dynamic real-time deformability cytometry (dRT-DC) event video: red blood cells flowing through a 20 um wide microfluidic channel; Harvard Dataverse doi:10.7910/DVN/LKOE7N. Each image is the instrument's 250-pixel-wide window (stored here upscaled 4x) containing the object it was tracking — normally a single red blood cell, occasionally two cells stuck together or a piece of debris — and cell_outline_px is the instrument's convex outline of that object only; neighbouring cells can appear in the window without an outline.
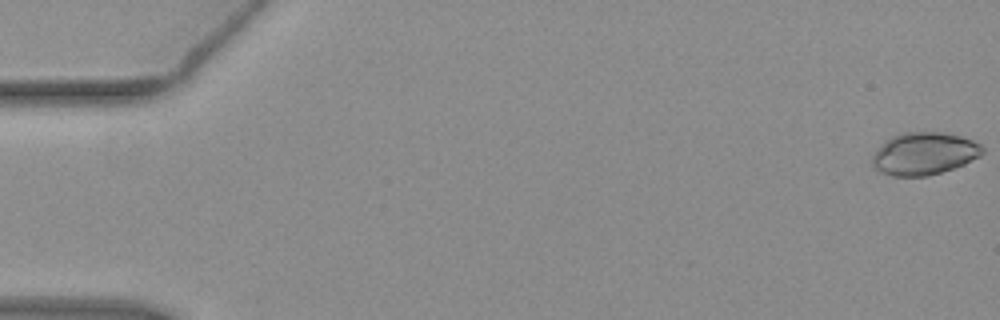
{"species": "common noctule bat (a hibernating species)", "species_latin": "Nyctalus noctula", "temperature_condition": "warm", "stored_images_in_passage": 11, "camera_frame_rate_fps": 3000, "um_per_image_px": 0.085, "animal": {"sex": "female", "body_mass_g": 19.3, "forearm_length_mm": 54.1}, "frame": {"image": 1, "passage_image": 1, "time_ms": 0.0, "image_size_px": [1000, 320], "cell_outline_px": [[984, 152], [980, 156], [964, 164], [928, 176], [892, 176], [876, 168], [872, 164], [872, 156], [892, 136], [904, 132], [944, 132], [960, 136], [972, 140], [980, 144], [984, 148]], "centroid_in_image_um": [78.6, 13.05], "position_along_channel_um": 6.4, "area_um2": 26.88}}